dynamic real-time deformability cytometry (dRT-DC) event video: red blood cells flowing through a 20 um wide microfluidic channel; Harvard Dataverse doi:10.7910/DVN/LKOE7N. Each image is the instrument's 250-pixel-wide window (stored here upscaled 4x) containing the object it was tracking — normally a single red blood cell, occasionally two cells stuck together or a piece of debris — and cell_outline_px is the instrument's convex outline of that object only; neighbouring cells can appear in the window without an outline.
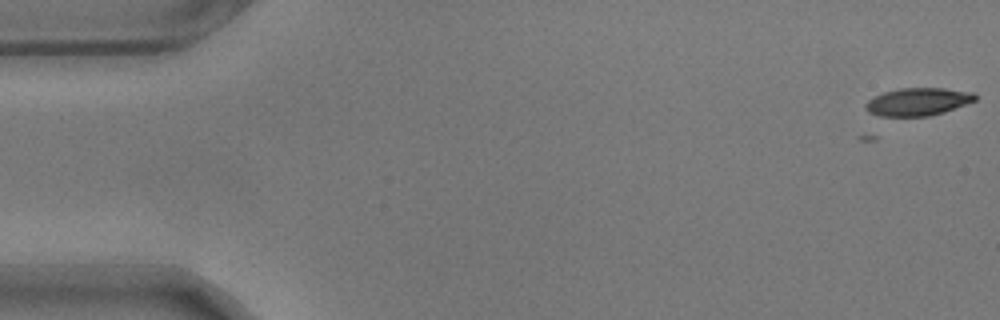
{"species": "common noctule bat (a hibernating species)", "species_latin": "Nyctalus noctula", "temperature_condition": "warm", "stored_images_in_passage": 6, "camera_frame_rate_fps": 3000, "um_per_image_px": 0.085, "animal": {"sex": "male", "body_mass_g": 17.9}, "frame": {"image": 1, "passage_image": 1, "time_ms": 0.0, "image_size_px": [1000, 320], "cell_outline_px": [[976, 100], [944, 112], [928, 116], [880, 116], [868, 112], [864, 108], [864, 104], [868, 100], [884, 92], [900, 88], [944, 88], [976, 92]], "centroid_in_image_um": [78.03, 8.64], "position_along_channel_um": 7.0, "area_um2": 17.74}}